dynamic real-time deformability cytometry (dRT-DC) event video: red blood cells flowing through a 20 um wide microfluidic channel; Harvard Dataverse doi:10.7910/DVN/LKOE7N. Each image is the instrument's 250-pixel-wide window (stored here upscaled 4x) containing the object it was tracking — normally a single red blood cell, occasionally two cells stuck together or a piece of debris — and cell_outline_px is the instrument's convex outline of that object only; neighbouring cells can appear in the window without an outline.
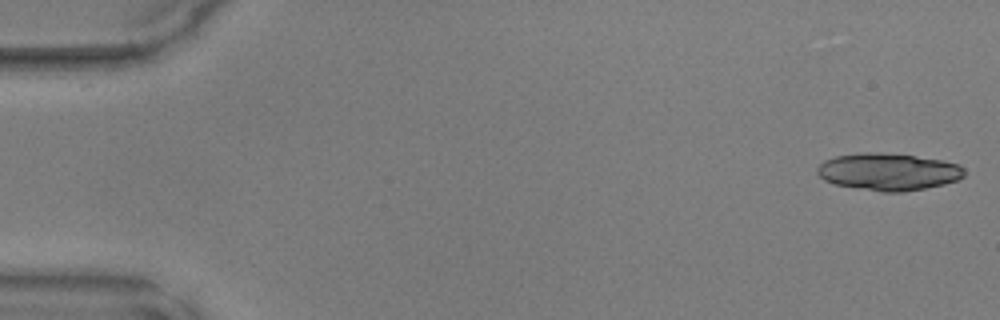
{"species": "common noctule bat (a hibernating species)", "species_latin": "Nyctalus noctula", "temperature_condition": "warm", "stored_images_in_passage": 48, "segment_of_instrument_passage": [1, 2], "camera_frame_rate_fps": 3000, "um_per_image_px": 0.085, "animal": {"sex": "male", "body_mass_g": 17.9, "forearm_length_mm": 54.2}, "frame": {"image": 1, "passage_image": 1, "time_ms": 0.0, "image_size_px": [1000, 320], "cell_outline_px": [[964, 176], [960, 180], [944, 184], [904, 192], [884, 192], [836, 184], [824, 180], [816, 172], [816, 168], [824, 160], [836, 156], [864, 152], [880, 152], [912, 156], [940, 160], [960, 164], [964, 168]], "centroid_in_image_um": [75.52, 14.6], "position_along_channel_um": 9.5, "area_um2": 31.73}}